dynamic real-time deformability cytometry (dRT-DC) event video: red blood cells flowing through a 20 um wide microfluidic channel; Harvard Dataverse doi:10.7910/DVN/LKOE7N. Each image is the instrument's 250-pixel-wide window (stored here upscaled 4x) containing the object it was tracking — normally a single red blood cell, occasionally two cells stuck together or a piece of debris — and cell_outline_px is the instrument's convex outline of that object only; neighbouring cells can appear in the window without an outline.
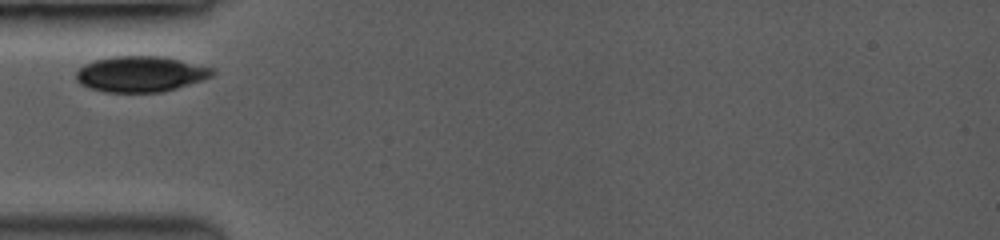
{"species": "common noctule bat (a hibernating species)", "species_latin": "Nyctalus noctula", "temperature_condition": "room temperature", "stored_images_in_passage": 17, "camera_frame_rate_fps": 3500, "um_per_image_px": 0.085, "animal": {"sex": "female", "body_mass_g": 19.0, "forearm_length_mm": 53.3}, "frame": {"image": 1, "passage_image": 1, "time_ms": 0.0, "image_size_px": [1000, 240], "cell_outline_px": [[216, 72], [212, 76], [176, 88], [160, 92], [108, 92], [92, 88], [80, 84], [76, 80], [76, 72], [84, 64], [96, 60], [112, 56], [160, 56], [216, 68]], "centroid_in_image_um": [11.95, 6.28], "position_along_channel_um": 73.0, "area_um2": 28.15}}
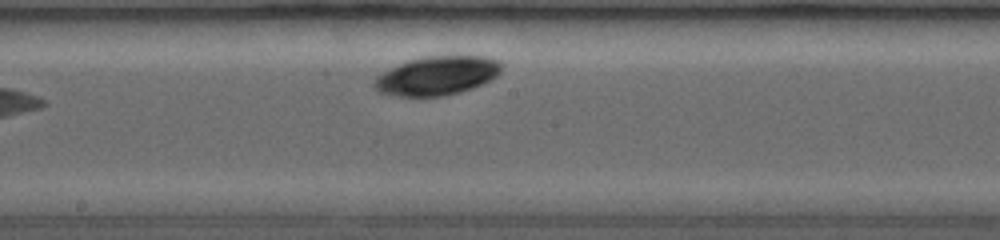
{"frame": {"image": 2, "passage_image": 7, "time_ms": 3.714, "image_size_px": [1000, 240], "cell_outline_px": [[504, 64], [500, 72], [496, 76], [472, 88], [440, 96], [404, 96], [380, 92], [372, 84], [372, 80], [376, 76], [408, 60], [420, 56], [488, 56], [500, 60]], "centroid_in_image_um": [37.17, 6.4], "position_along_channel_um": 211.0, "area_um2": 28.61}}
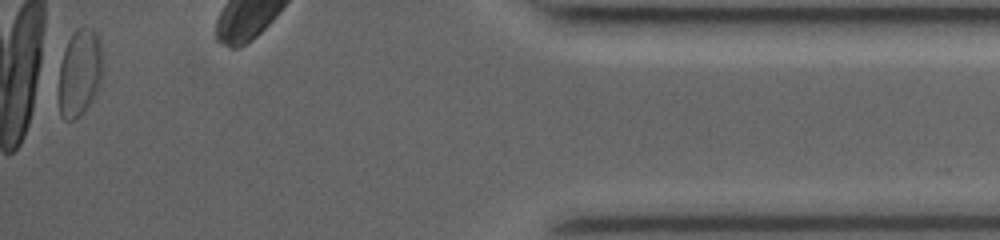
{"frame": {"image": 3, "passage_image": 17, "time_ms": 9.714, "image_size_px": [1000, 240], "cell_outline_px": [[104, 68], [100, 84], [92, 100], [80, 116], [72, 120], [64, 120], [60, 116], [56, 64], [72, 32], [76, 28], [84, 24], [92, 28], [96, 32], [100, 40]], "centroid_in_image_um": [6.73, 6.12], "position_along_channel_um": 428.5, "area_um2": 23.76}}